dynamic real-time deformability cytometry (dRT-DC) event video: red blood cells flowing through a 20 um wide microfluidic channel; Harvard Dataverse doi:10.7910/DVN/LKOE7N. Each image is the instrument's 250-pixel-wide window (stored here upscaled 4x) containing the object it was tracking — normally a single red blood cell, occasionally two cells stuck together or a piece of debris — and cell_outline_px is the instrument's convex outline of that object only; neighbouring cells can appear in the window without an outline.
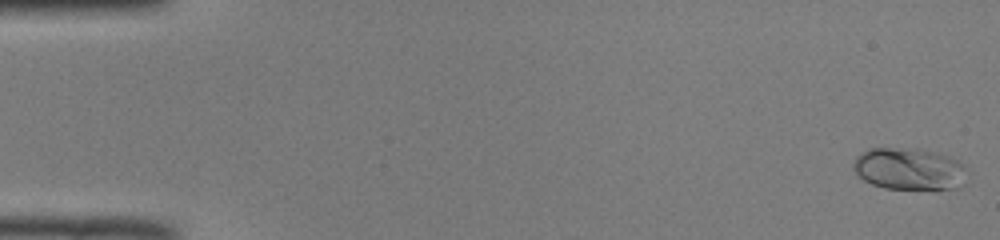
{"species": "common noctule bat (a hibernating species)", "species_latin": "Nyctalus noctula", "temperature_condition": "room temperature", "stored_images_in_passage": 48, "camera_frame_rate_fps": 3000, "um_per_image_px": 0.085, "animal": {"sex": "male", "body_mass_g": 19.0, "forearm_length_mm": 50.8}, "frame": {"image": 1, "passage_image": 1, "time_ms": 0.0, "image_size_px": [1000, 240], "cell_outline_px": [[964, 168], [960, 188], [884, 188], [872, 184], [864, 180], [852, 168], [852, 164], [856, 156], [868, 148], [916, 148], [936, 152], [948, 156], [956, 160]], "centroid_in_image_um": [77.19, 14.33], "position_along_channel_um": 7.8, "area_um2": 27.34}}
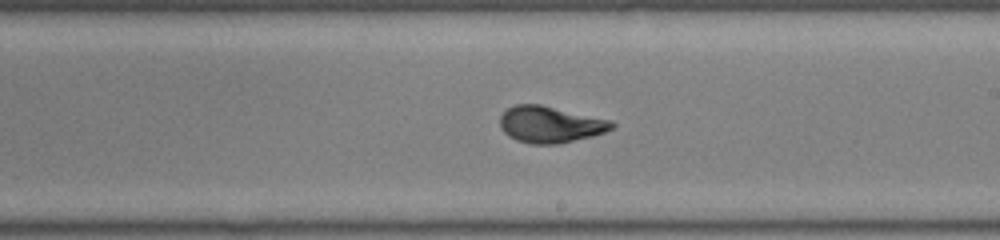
{"frame": {"image": 2, "passage_image": 30, "time_ms": 9.667, "image_size_px": [1000, 240], "cell_outline_px": [[616, 124], [612, 128], [604, 132], [592, 136], [556, 144], [532, 144], [516, 140], [508, 136], [500, 128], [500, 116], [508, 108], [516, 104], [540, 104], [612, 120]], "centroid_in_image_um": [46.76, 10.57], "position_along_channel_um": 242.2, "area_um2": 23.76}}
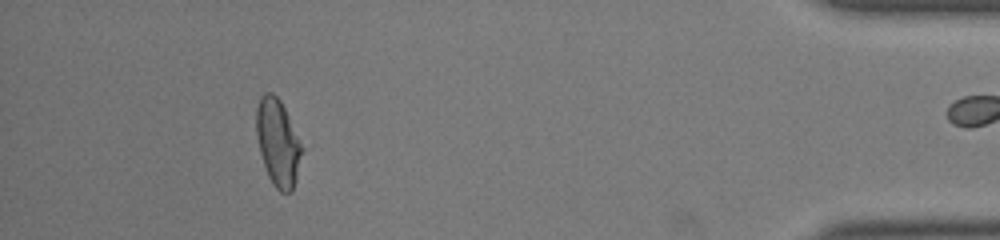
{"frame": {"image": 3, "passage_image": 47, "time_ms": 15.333, "image_size_px": [1000, 240], "cell_outline_px": [[304, 148], [296, 180], [292, 192], [280, 192], [272, 184], [268, 176], [260, 152], [256, 132], [256, 108], [260, 96], [264, 92], [272, 92], [280, 100]], "centroid_in_image_um": [23.62, 12.13], "position_along_channel_um": 411.6, "area_um2": 23.12}, "authors_computed_cell_mechanics": {"area_um2": 23.0622, "velocity_mm_per_s": 3.9764, "shape_relaxation_time_tau1_ms": 3.3488, "shape_relaxation_time_tau2_ms": null, "deformation_change_tau1": 0.1574, "deformation_change_tau2": null}}